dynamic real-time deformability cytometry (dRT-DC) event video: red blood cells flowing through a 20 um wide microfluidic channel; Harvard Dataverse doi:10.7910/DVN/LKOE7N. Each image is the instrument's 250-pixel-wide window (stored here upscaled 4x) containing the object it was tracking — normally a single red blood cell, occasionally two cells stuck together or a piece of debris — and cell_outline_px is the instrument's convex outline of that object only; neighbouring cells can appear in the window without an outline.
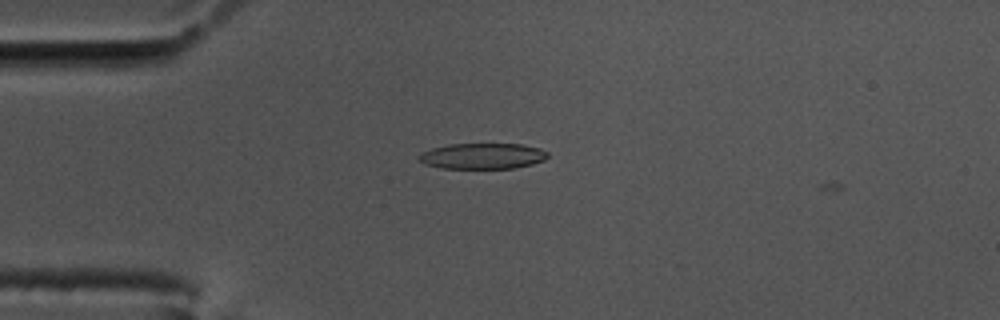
{"species": "common noctule bat (a hibernating species)", "species_latin": "Nyctalus noctula", "temperature_condition": "cold", "stored_images_in_passage": 6, "camera_frame_rate_fps": 3000, "um_per_image_px": 0.085, "animal": {"sex": "male", "body_mass_g": 17.5, "forearm_length_mm": 52.3}, "frame": {"image": 1, "passage_image": 3, "time_ms": 0.667, "image_size_px": [1000, 320], "cell_outline_px": [[548, 156], [544, 160], [532, 164], [516, 168], [440, 168], [424, 164], [416, 156], [432, 148], [448, 144], [524, 144], [540, 148], [548, 152]], "centroid_in_image_um": [41.03, 13.26], "position_along_channel_um": 44.0, "area_um2": 19.42}}